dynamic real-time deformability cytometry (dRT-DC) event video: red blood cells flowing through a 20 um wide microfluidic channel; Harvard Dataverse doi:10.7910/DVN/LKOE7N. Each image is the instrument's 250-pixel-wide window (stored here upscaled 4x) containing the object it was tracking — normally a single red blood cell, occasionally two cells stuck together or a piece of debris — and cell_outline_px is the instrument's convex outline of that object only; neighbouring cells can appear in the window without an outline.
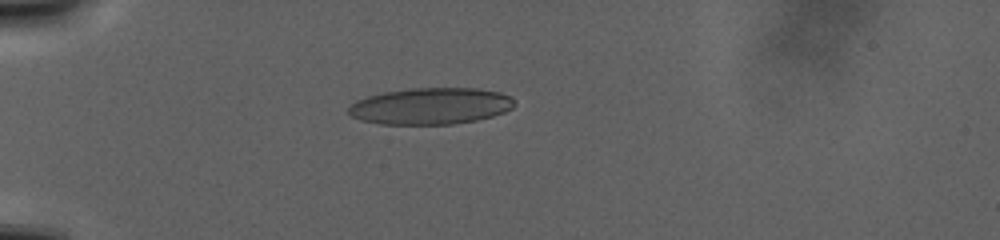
{"species": "human", "species_latin": "Homo sapiens", "temperature_condition": "warm", "stored_images_in_passage": 56, "camera_frame_rate_fps": 3000, "um_per_image_px": 0.085, "donor": {"sex": "male"}, "frame": {"image": 1, "passage_image": 18, "time_ms": 8.0, "image_size_px": [1000, 240], "cell_outline_px": [[516, 104], [512, 108], [504, 112], [492, 116], [476, 120], [452, 124], [380, 124], [360, 120], [352, 116], [348, 112], [348, 108], [356, 100], [368, 96], [384, 92], [408, 88], [476, 88], [500, 92], [512, 96]], "centroid_in_image_um": [36.62, 9.01], "position_along_channel_um": 48.4, "area_um2": 35.49}}
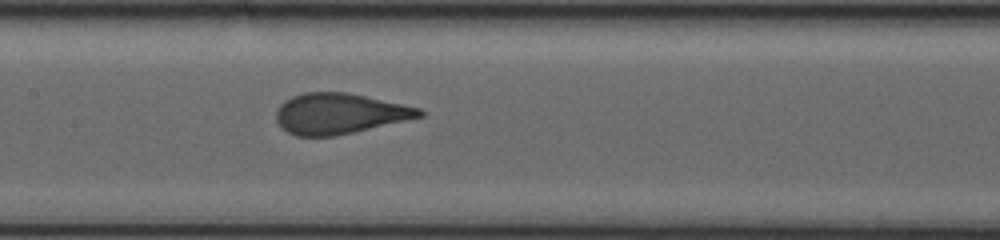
{"frame": {"image": 2, "passage_image": 41, "time_ms": 16.667, "image_size_px": [1000, 240], "cell_outline_px": [[424, 116], [336, 136], [296, 136], [280, 128], [276, 120], [276, 112], [280, 104], [284, 100], [292, 96], [304, 92], [348, 92], [420, 108], [424, 112]], "centroid_in_image_um": [28.81, 9.65], "position_along_channel_um": 178.6, "area_um2": 33.93}}
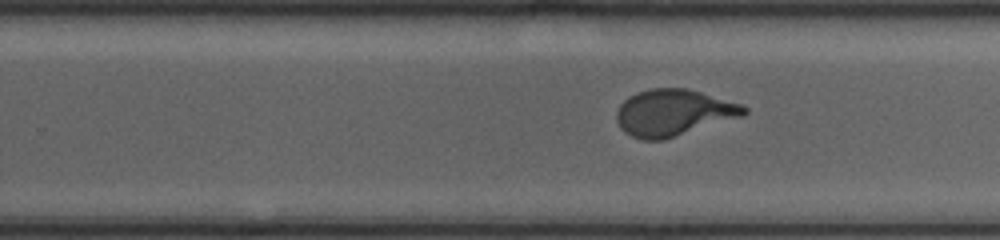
{"frame": {"image": 3, "passage_image": 56, "time_ms": 21.667, "image_size_px": [1000, 240], "cell_outline_px": [[748, 112], [744, 116], [664, 140], [644, 140], [632, 136], [624, 132], [620, 128], [616, 120], [616, 112], [620, 104], [628, 96], [636, 92], [652, 88], [688, 88], [740, 104], [748, 108]], "centroid_in_image_um": [57.23, 9.58], "position_along_channel_um": 272.6, "area_um2": 34.74}}